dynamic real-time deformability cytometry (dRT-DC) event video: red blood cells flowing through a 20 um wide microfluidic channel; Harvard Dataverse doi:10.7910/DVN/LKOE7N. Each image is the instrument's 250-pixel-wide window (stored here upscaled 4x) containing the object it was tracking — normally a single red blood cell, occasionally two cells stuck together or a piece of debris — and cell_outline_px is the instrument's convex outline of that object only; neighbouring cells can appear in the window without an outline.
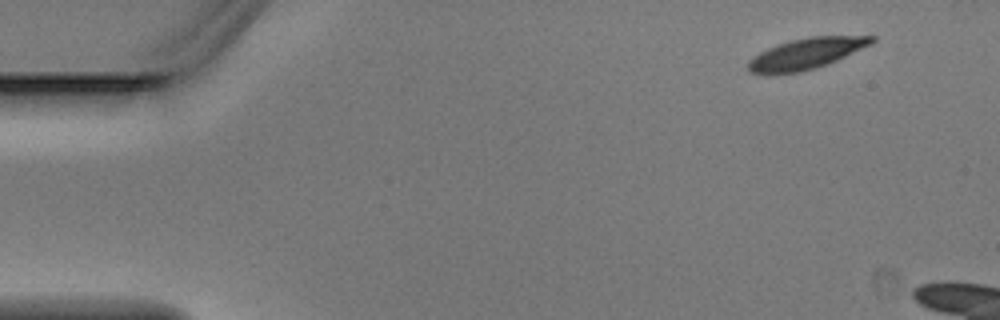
{"species": "Egyptian fruit bat (a non-hibernating species)", "species_latin": "Rousettus aegyptiacus", "temperature_condition": "warm", "stored_images_in_passage": 4, "camera_frame_rate_fps": 3000, "um_per_image_px": 0.085, "animal": {"sex": "male"}, "frame": {"image": 1, "passage_image": 1, "time_ms": 0.0, "image_size_px": [1000, 320], "cell_outline_px": [[876, 40], [872, 44], [836, 60], [816, 68], [800, 72], [768, 76], [764, 76], [748, 72], [748, 60], [760, 52], [776, 44], [808, 36], [876, 36]], "centroid_in_image_um": [68.46, 4.59], "position_along_channel_um": 16.5, "area_um2": 22.6}}